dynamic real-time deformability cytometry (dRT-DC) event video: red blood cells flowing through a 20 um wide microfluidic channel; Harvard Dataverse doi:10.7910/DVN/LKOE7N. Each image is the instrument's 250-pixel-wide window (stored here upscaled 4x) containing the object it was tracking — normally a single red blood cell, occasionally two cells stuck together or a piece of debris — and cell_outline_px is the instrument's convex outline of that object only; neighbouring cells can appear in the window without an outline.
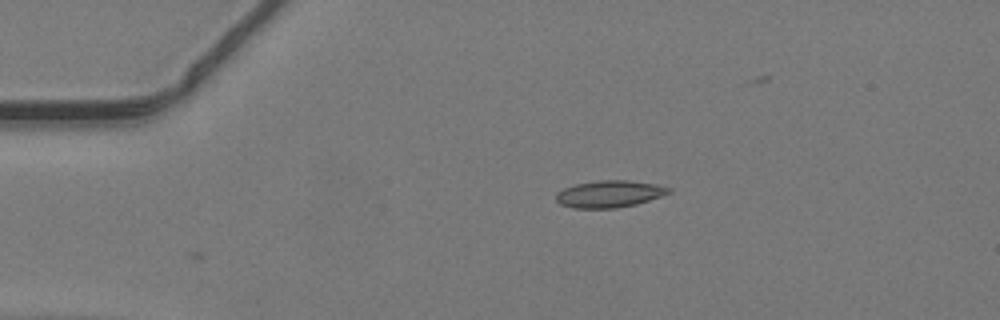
{"species": "common noctule bat (a hibernating species)", "species_latin": "Nyctalus noctula", "temperature_condition": "warm", "stored_images_in_passage": 29, "camera_frame_rate_fps": 3000, "um_per_image_px": 0.085, "animal": {"sex": "male", "body_mass_g": 19.2, "forearm_length_mm": 51.8}, "frame": {"image": 1, "passage_image": 1, "time_ms": 0.0, "image_size_px": [1000, 320], "cell_outline_px": [[672, 192], [636, 204], [616, 208], [572, 208], [560, 204], [556, 200], [556, 192], [564, 188], [576, 184], [596, 180], [628, 180], [656, 184], [672, 188]], "centroid_in_image_um": [51.79, 16.48], "position_along_channel_um": 33.2, "area_um2": 17.74}}
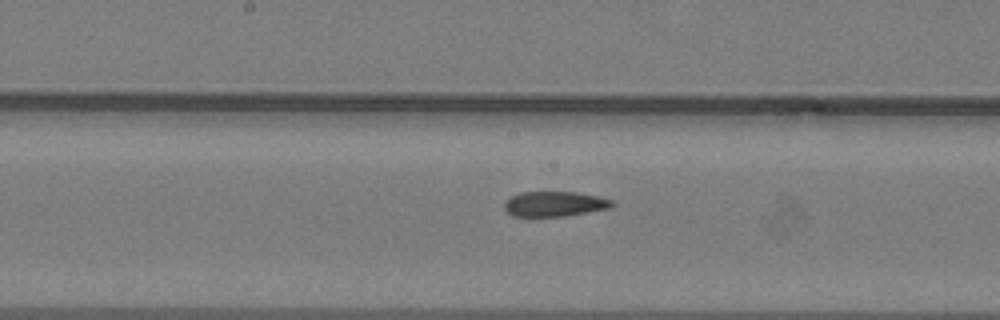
{"frame": {"image": 2, "passage_image": 16, "time_ms": 5.0, "image_size_px": [1000, 320], "cell_outline_px": [[616, 204], [612, 208], [564, 216], [512, 216], [504, 208], [504, 204], [512, 196], [520, 192], [576, 192], [600, 196], [612, 200]], "centroid_in_image_um": [47.2, 17.33], "position_along_channel_um": 201.0, "area_um2": 15.78}}
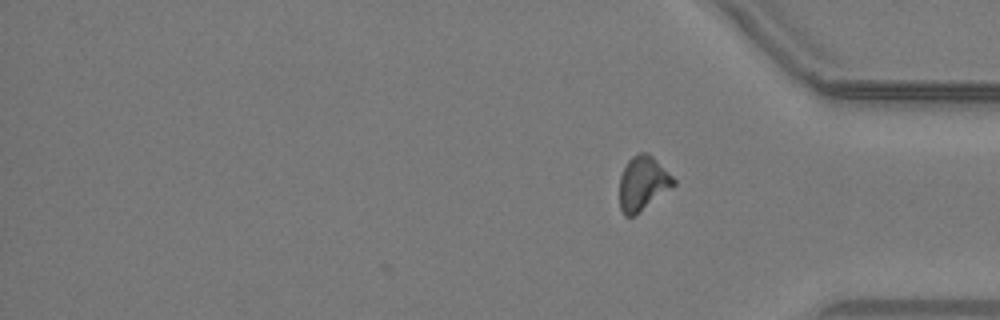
{"frame": {"image": 3, "passage_image": 29, "time_ms": 9.333, "image_size_px": [1000, 320], "cell_outline_px": [[676, 184], [632, 216], [624, 216], [620, 208], [620, 176], [628, 160], [632, 156], [640, 152], [648, 152], [676, 180]], "centroid_in_image_um": [54.62, 15.55], "position_along_channel_um": 380.6, "area_um2": 16.65}}